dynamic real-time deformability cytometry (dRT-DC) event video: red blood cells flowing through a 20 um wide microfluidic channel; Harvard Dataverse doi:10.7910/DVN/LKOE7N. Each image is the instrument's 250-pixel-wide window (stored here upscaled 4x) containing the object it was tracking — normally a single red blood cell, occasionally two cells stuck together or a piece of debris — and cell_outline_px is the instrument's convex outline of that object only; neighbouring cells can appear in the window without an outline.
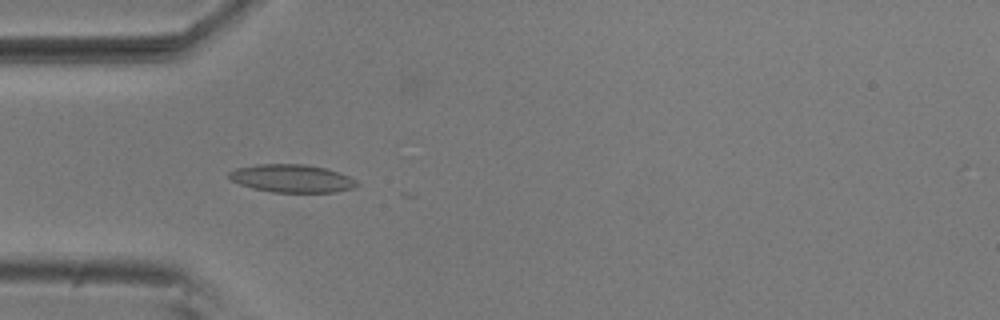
{"species": "common noctule bat (a hibernating species)", "species_latin": "Nyctalus noctula", "temperature_condition": "room temperature", "stored_images_in_passage": 7, "camera_frame_rate_fps": 3000, "um_per_image_px": 0.085, "animal": {"sex": "male", "body_mass_g": 20.5, "forearm_length_mm": 52.5}, "frame": {"image": 1, "passage_image": 4, "time_ms": 1.0, "image_size_px": [1000, 320], "cell_outline_px": [[360, 184], [352, 188], [336, 192], [272, 192], [252, 188], [240, 184], [232, 180], [228, 176], [228, 172], [236, 168], [256, 164], [304, 164], [324, 168], [348, 176], [356, 180]], "centroid_in_image_um": [24.78, 15.17], "position_along_channel_um": 60.2, "area_um2": 20.69}}
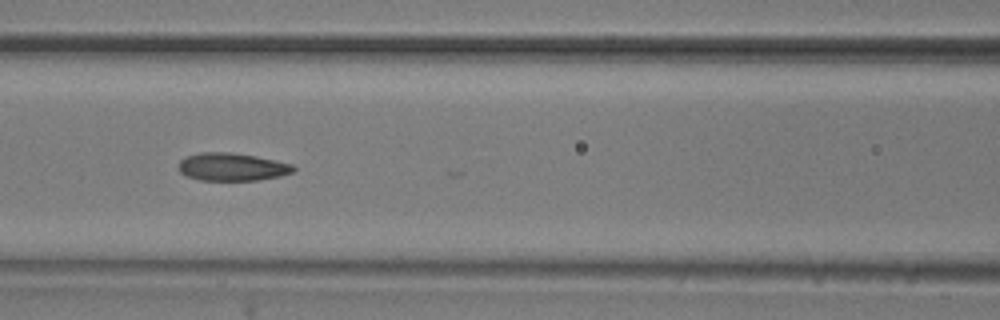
{"frame": {"image": 2, "passage_image": 6, "time_ms": 1.667, "image_size_px": [1000, 320], "cell_outline_px": [[296, 168], [292, 172], [280, 176], [256, 180], [200, 180], [184, 176], [180, 172], [180, 160], [188, 156], [200, 152], [232, 152], [256, 156], [292, 164]], "centroid_in_image_um": [19.71, 14.18], "position_along_channel_um": 146.9, "area_um2": 18.55}}
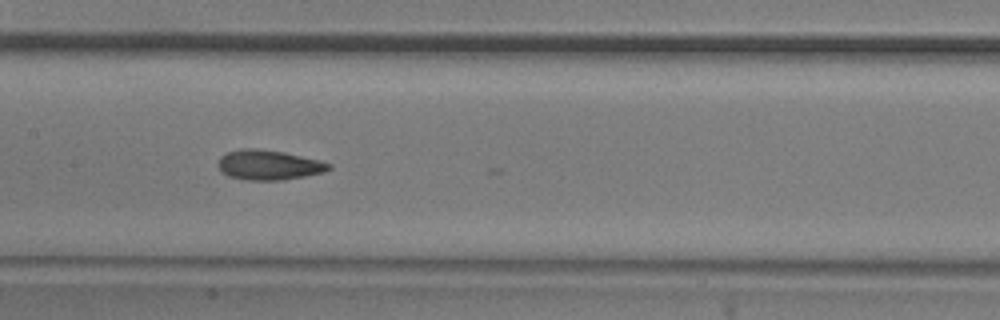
{"frame": {"image": 3, "passage_image": 7, "time_ms": 2.0, "image_size_px": [1000, 320], "cell_outline_px": [[332, 168], [324, 172], [304, 176], [280, 180], [248, 180], [228, 176], [216, 164], [220, 156], [228, 152], [240, 148], [252, 148], [284, 152], [320, 160], [332, 164]], "centroid_in_image_um": [22.85, 14.01], "position_along_channel_um": 184.6, "area_um2": 19.25}}